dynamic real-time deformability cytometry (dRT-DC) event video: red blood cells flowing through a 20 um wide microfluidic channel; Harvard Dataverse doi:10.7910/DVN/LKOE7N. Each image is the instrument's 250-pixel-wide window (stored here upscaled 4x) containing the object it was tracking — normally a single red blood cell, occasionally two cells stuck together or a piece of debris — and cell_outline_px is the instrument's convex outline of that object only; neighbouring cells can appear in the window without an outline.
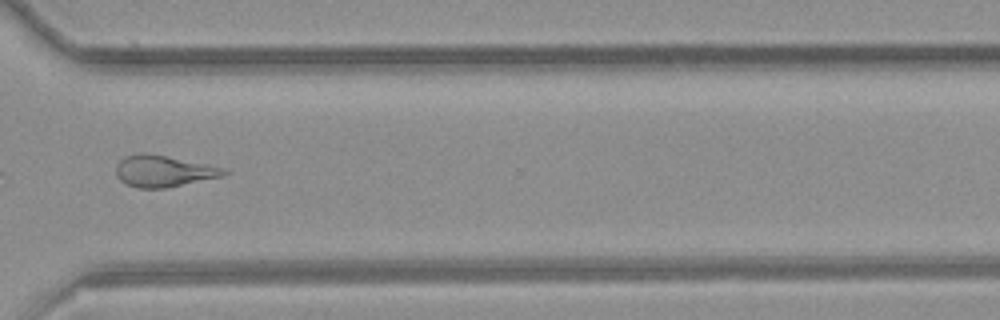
{"species": "common noctule bat (a hibernating species)", "species_latin": "Nyctalus noctula", "temperature_condition": "room temperature", "stored_images_in_passage": 33, "camera_frame_rate_fps": 3000, "um_per_image_px": 0.085, "animal": {"sex": "female", "body_mass_g": 21.9}, "frame": {"image": 1, "passage_image": 24, "time_ms": 7.667, "image_size_px": [1000, 320], "cell_outline_px": [[228, 172], [220, 176], [168, 188], [136, 188], [120, 180], [116, 176], [116, 164], [124, 156], [144, 152], [228, 168]], "centroid_in_image_um": [13.87, 14.54], "position_along_channel_um": 356.7, "area_um2": 19.71}, "authors_computed_cell_mechanics": {"area_um2": 19.363, "velocity_mm_per_s": 3.8693, "shape_relaxation_time_tau1_ms": null, "shape_relaxation_time_tau2_ms": 2.5832, "deformation_change_tau1": null, "deformation_change_tau2": 0.1261}}